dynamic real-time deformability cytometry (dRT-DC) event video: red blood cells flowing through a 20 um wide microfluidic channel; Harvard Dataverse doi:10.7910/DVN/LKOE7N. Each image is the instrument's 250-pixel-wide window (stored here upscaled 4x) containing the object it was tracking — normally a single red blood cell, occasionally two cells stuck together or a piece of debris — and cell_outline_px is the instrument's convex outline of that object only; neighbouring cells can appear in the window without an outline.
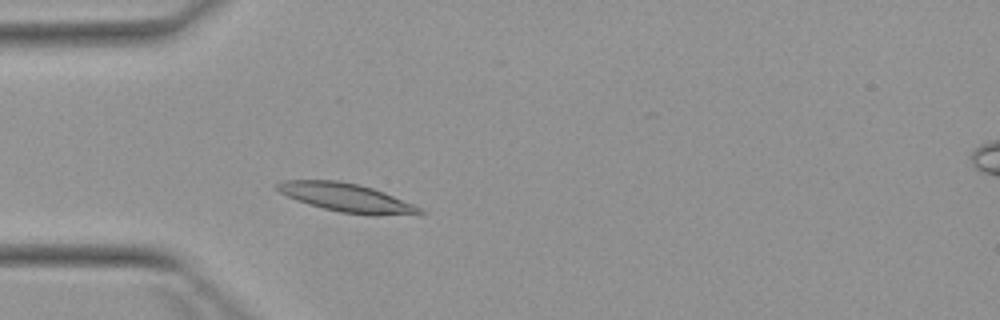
{"species": "Egyptian fruit bat (a non-hibernating species)", "species_latin": "Rousettus aegyptiacus", "temperature_condition": "warm", "stored_images_in_passage": 4, "segment_of_instrument_passage": [1, 2], "camera_frame_rate_fps": 3000, "um_per_image_px": 0.085, "animal": {"sex": "female"}, "frame": {"image": 1, "passage_image": 3, "time_ms": 2.333, "image_size_px": [1000, 320], "cell_outline_px": [[428, 212], [420, 216], [372, 216], [340, 212], [308, 204], [296, 200], [280, 192], [276, 188], [276, 184], [280, 180], [336, 180], [360, 184], [384, 192], [424, 208]], "centroid_in_image_um": [29.6, 16.83], "position_along_channel_um": 55.4, "area_um2": 24.39}}